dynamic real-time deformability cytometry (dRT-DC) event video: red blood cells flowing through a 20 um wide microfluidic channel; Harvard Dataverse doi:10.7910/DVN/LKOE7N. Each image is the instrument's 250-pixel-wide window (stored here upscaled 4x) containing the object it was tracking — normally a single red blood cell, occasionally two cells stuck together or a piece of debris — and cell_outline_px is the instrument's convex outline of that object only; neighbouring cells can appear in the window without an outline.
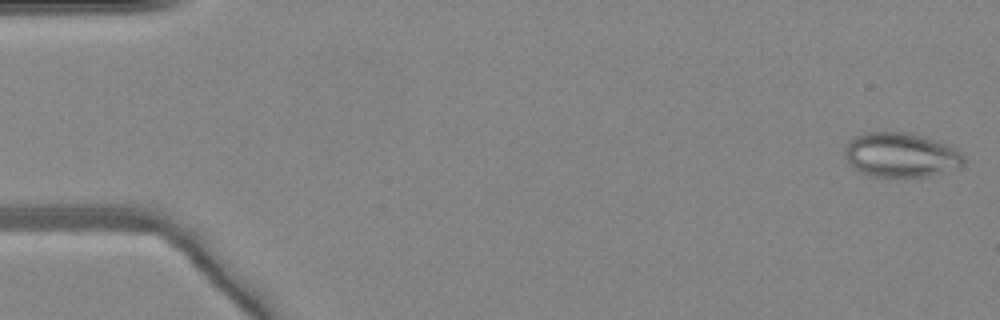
{"species": "common noctule bat (a hibernating species)", "species_latin": "Nyctalus noctula", "temperature_condition": "warm", "stored_images_in_passage": 15, "camera_frame_rate_fps": 3000, "um_per_image_px": 0.085, "animal": {"sex": "female", "body_mass_g": 24.6, "forearm_length_mm": 56.2}, "frame": {"image": 1, "passage_image": 1, "time_ms": 0.0, "image_size_px": [1000, 320], "cell_outline_px": [[964, 164], [960, 168], [928, 176], [868, 176], [860, 172], [848, 164], [844, 152], [844, 148], [848, 140], [864, 132], [912, 132], [924, 136], [956, 148], [964, 156]], "centroid_in_image_um": [76.56, 13.16], "position_along_channel_um": 8.4, "area_um2": 31.15}}